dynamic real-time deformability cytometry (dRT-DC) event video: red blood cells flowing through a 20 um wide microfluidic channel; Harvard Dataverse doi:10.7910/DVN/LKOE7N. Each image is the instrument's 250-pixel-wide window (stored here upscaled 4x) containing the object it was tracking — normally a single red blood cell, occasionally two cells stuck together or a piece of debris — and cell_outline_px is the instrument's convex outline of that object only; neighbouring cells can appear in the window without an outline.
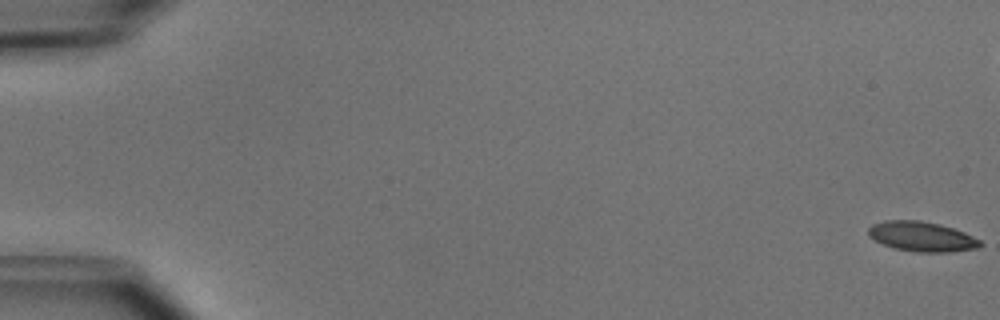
{"species": "common noctule bat (a hibernating species)", "species_latin": "Nyctalus noctula", "temperature_condition": "cold", "stored_images_in_passage": 53, "camera_frame_rate_fps": 3000, "um_per_image_px": 0.085, "animal": {"sex": "male", "body_mass_g": 15.6}, "frame": {"image": 1, "passage_image": 1, "time_ms": 0.0, "image_size_px": [1000, 320], "cell_outline_px": [[984, 244], [980, 248], [948, 252], [916, 252], [892, 248], [868, 236], [868, 228], [872, 224], [884, 220], [920, 220], [940, 224], [964, 232], [980, 240]], "centroid_in_image_um": [78.36, 20.11], "position_along_channel_um": 6.6, "area_um2": 19.59}}
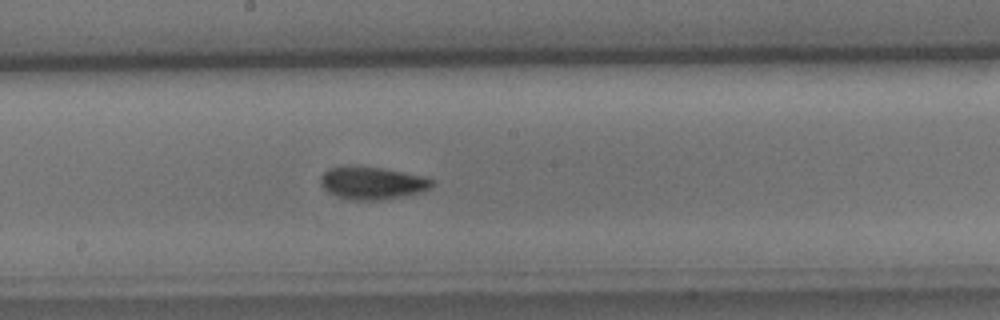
{"frame": {"image": 2, "passage_image": 29, "time_ms": 9.333, "image_size_px": [1000, 320], "cell_outline_px": [[436, 184], [432, 188], [420, 192], [404, 196], [380, 200], [352, 200], [336, 196], [328, 192], [320, 184], [320, 176], [328, 168], [384, 168], [428, 176]], "centroid_in_image_um": [31.72, 15.58], "position_along_channel_um": 216.5, "area_um2": 21.04}}
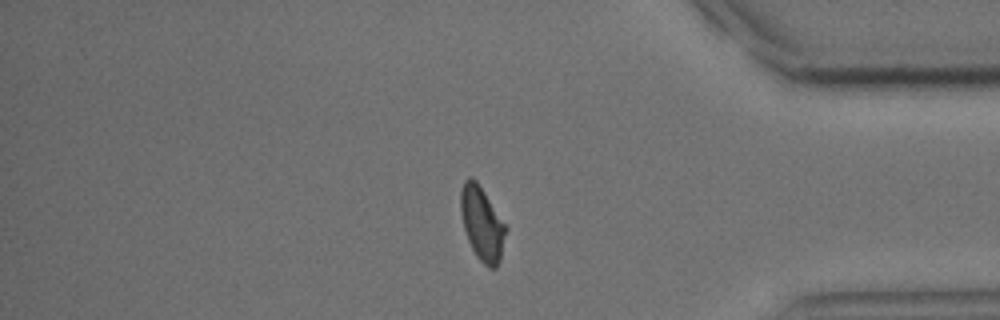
{"frame": {"image": 3, "passage_image": 44, "time_ms": 14.333, "image_size_px": [1000, 320], "cell_outline_px": [[508, 228], [500, 260], [496, 268], [488, 268], [476, 256], [468, 240], [464, 228], [460, 208], [460, 192], [464, 180], [468, 176], [472, 176], [476, 180]], "centroid_in_image_um": [40.98, 19.01], "position_along_channel_um": 394.2, "area_um2": 19.42}, "authors_computed_cell_mechanics": {"area_um2": 19.7676, "velocity_mm_per_s": 3.9726, "shape_relaxation_time_tau1_ms": 5.2545, "shape_relaxation_time_tau2_ms": 3.466, "deformation_change_tau1": 0.134, "deformation_change_tau2": 0.071}}